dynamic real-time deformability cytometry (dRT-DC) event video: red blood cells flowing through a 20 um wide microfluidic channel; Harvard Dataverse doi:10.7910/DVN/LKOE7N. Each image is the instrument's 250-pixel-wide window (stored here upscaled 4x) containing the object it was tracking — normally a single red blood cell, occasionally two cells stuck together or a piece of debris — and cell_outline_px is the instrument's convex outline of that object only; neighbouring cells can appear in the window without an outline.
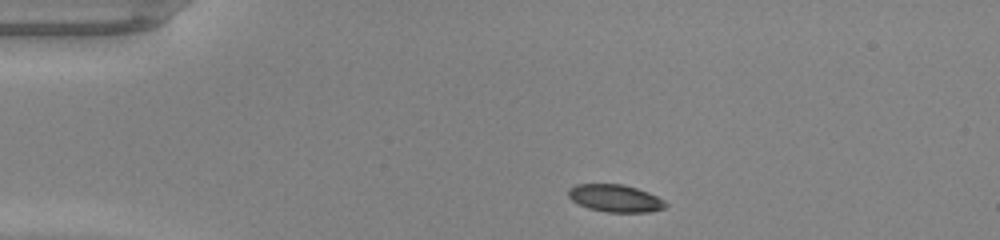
{"species": "common noctule bat (a hibernating species)", "species_latin": "Nyctalus noctula", "temperature_condition": "warm", "stored_images_in_passage": 39, "camera_frame_rate_fps": 3000, "um_per_image_px": 0.085, "animal": {"sex": "male", "body_mass_g": 20.0, "forearm_length_mm": 53.3}, "frame": {"image": 1, "passage_image": 1, "time_ms": 0.0, "image_size_px": [1000, 240], "cell_outline_px": [[668, 204], [664, 208], [648, 212], [608, 212], [588, 208], [572, 200], [568, 196], [568, 188], [576, 184], [624, 184], [648, 192], [664, 200]], "centroid_in_image_um": [52.29, 16.84], "position_along_channel_um": 32.7, "area_um2": 15.49}}
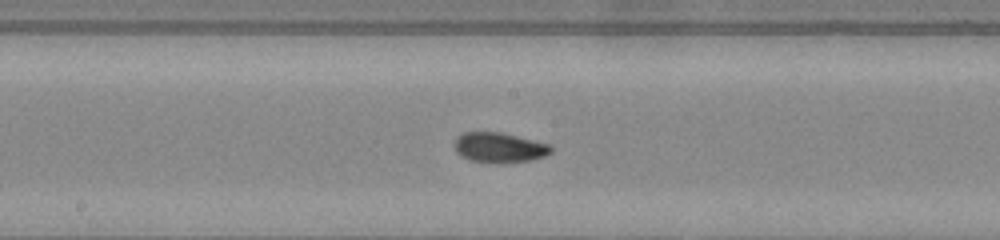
{"frame": {"image": 2, "passage_image": 17, "time_ms": 5.333, "image_size_px": [1000, 240], "cell_outline_px": [[552, 152], [544, 156], [532, 160], [468, 160], [456, 152], [456, 140], [464, 132], [500, 132], [552, 144]], "centroid_in_image_um": [42.5, 12.49], "position_along_channel_um": 205.7, "area_um2": 16.07}}
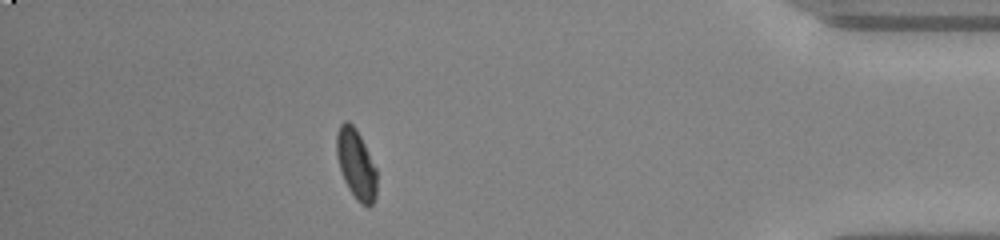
{"frame": {"image": 3, "passage_image": 34, "time_ms": 11.0, "image_size_px": [1000, 240], "cell_outline_px": [[376, 196], [372, 204], [368, 208], [360, 204], [356, 200], [348, 188], [344, 180], [336, 156], [336, 132], [340, 124], [344, 120], [348, 120], [356, 128], [376, 168]], "centroid_in_image_um": [30.25, 13.96], "position_along_channel_um": 404.9, "area_um2": 16.47}, "authors_computed_cell_mechanics": {"area_um2": 16.473, "velocity_mm_per_s": 4.2798, "shape_relaxation_time_tau1_ms": 4.2807, "shape_relaxation_time_tau2_ms": 1.3387, "deformation_change_tau1": 0.1621, "deformation_change_tau2": 0.0579}}